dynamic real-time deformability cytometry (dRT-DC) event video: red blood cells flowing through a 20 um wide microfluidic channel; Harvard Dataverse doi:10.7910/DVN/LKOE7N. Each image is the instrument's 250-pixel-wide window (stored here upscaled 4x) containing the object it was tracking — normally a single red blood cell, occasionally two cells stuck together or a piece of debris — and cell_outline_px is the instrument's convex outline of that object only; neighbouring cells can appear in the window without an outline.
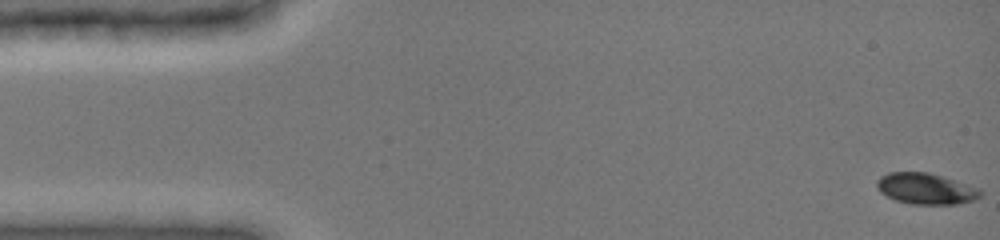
{"species": "common noctule bat (a hibernating species)", "species_latin": "Nyctalus noctula", "temperature_condition": "cold", "stored_images_in_passage": 48, "camera_frame_rate_fps": 3000, "um_per_image_px": 0.085, "animal": {"sex": "female", "body_mass_g": 19.0, "forearm_length_mm": 51.5}, "frame": {"image": 1, "passage_image": 1, "time_ms": 0.0, "image_size_px": [1000, 240], "cell_outline_px": [[980, 196], [972, 200], [956, 204], [912, 204], [896, 200], [880, 192], [876, 184], [880, 176], [892, 172], [928, 172], [952, 180], [980, 192]], "centroid_in_image_um": [78.58, 16.04], "position_along_channel_um": 6.4, "area_um2": 17.92}}
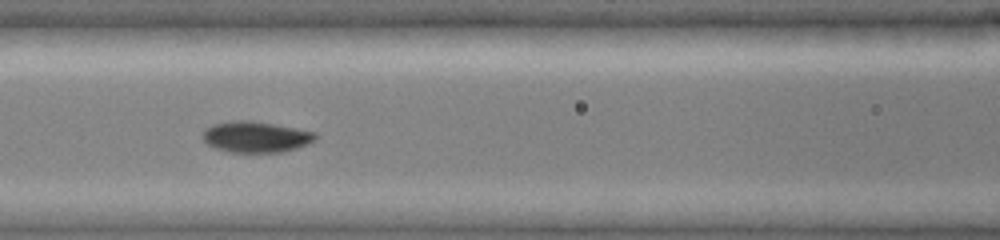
{"frame": {"image": 2, "passage_image": 21, "time_ms": 6.667, "image_size_px": [1000, 240], "cell_outline_px": [[316, 140], [308, 144], [284, 152], [232, 152], [216, 148], [208, 144], [204, 140], [204, 132], [212, 124], [236, 120], [248, 120], [276, 124], [316, 132]], "centroid_in_image_um": [21.8, 11.63], "position_along_channel_um": 144.8, "area_um2": 20.23}}
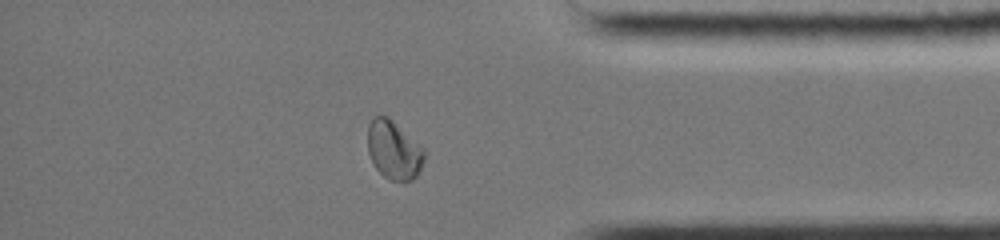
{"frame": {"image": 3, "passage_image": 41, "time_ms": 13.333, "image_size_px": [1000, 240], "cell_outline_px": [[424, 160], [416, 176], [412, 180], [388, 180], [372, 164], [368, 152], [368, 124], [372, 116], [388, 116], [424, 148]], "centroid_in_image_um": [33.45, 12.73], "position_along_channel_um": 401.8, "area_um2": 19.31}, "authors_computed_cell_mechanics": {"area_um2": 19.2185, "velocity_mm_per_s": 3.972, "shape_relaxation_time_tau1_ms": 3.9915, "shape_relaxation_time_tau2_ms": null, "deformation_change_tau1": 0.1317, "deformation_change_tau2": null}}